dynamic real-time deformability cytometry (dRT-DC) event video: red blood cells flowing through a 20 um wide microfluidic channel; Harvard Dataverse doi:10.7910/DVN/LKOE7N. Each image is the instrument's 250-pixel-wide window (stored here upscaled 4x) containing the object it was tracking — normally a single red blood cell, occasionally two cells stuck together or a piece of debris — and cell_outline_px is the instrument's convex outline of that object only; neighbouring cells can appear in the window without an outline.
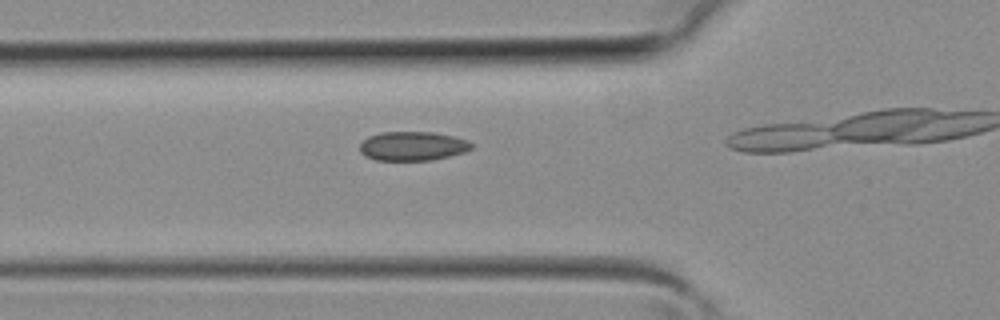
{"species": "common noctule bat (a hibernating species)", "species_latin": "Nyctalus noctula", "temperature_condition": "room temperature", "stored_images_in_passage": 8, "camera_frame_rate_fps": 3000, "um_per_image_px": 0.085, "animal": {"sex": "female", "body_mass_g": 19.3, "forearm_length_mm": 54.1}, "frame": {"image": 1, "passage_image": 7, "time_ms": 2.0, "image_size_px": [1000, 320], "cell_outline_px": [[472, 148], [464, 152], [432, 160], [376, 160], [364, 156], [360, 152], [360, 144], [368, 136], [380, 132], [432, 132], [452, 136], [468, 140], [472, 144]], "centroid_in_image_um": [35.04, 12.41], "position_along_channel_um": 90.8, "area_um2": 18.9}}